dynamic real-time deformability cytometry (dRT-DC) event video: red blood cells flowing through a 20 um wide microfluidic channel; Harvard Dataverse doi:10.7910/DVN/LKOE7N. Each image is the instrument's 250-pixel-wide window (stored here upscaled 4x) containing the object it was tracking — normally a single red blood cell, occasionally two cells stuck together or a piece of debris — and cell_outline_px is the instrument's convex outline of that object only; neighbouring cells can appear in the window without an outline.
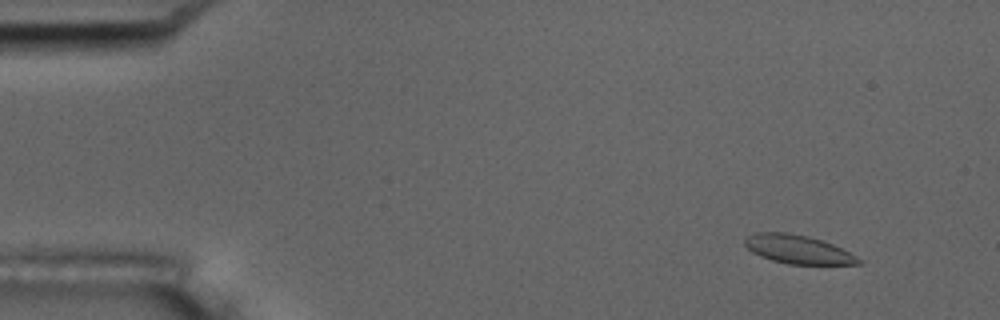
{"species": "common noctule bat (a hibernating species)", "species_latin": "Nyctalus noctula", "temperature_condition": "room temperature", "stored_images_in_passage": 58, "segment_of_instrument_passage": [1, 2], "camera_frame_rate_fps": 3000, "um_per_image_px": 0.085, "animal": {"sex": "male", "body_mass_g": 17.5, "forearm_length_mm": 52.3}, "frame": {"image": 1, "passage_image": 5, "time_ms": 1.333, "image_size_px": [1000, 320], "cell_outline_px": [[864, 264], [788, 264], [772, 260], [760, 256], [752, 252], [744, 244], [744, 240], [748, 236], [756, 232], [788, 232], [808, 236], [832, 244], [864, 260]], "centroid_in_image_um": [67.82, 21.2], "position_along_channel_um": 17.2, "area_um2": 18.9}}
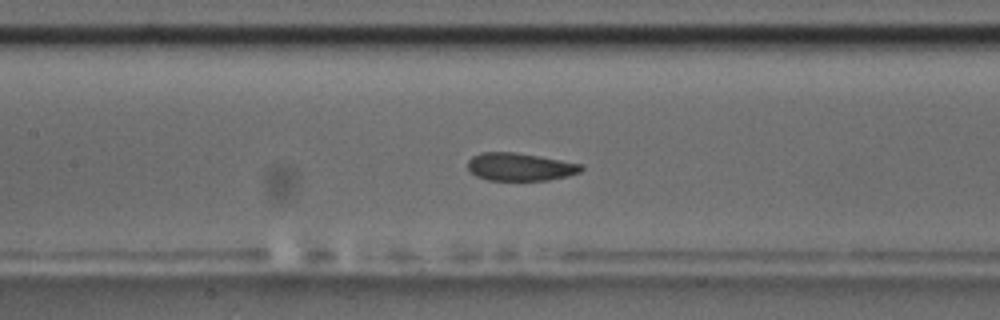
{"frame": {"image": 2, "passage_image": 26, "time_ms": 8.333, "image_size_px": [1000, 320], "cell_outline_px": [[584, 168], [580, 172], [568, 176], [548, 180], [488, 180], [476, 176], [468, 168], [468, 160], [472, 156], [480, 152], [516, 152], [560, 160], [580, 164]], "centroid_in_image_um": [44.18, 14.18], "position_along_channel_um": 163.2, "area_um2": 18.32}}
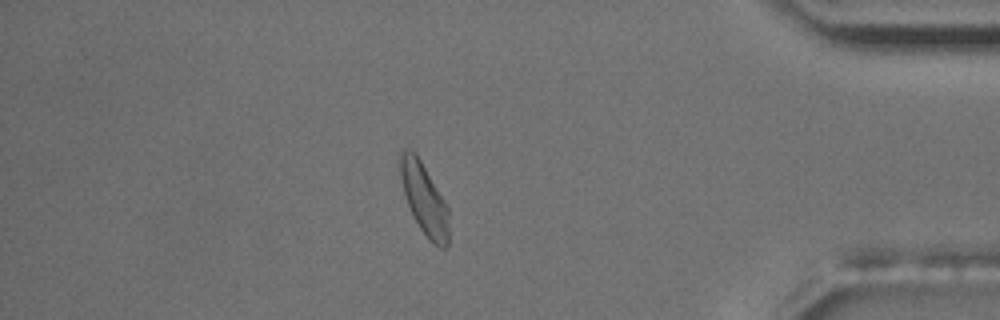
{"frame": {"image": 3, "passage_image": 49, "time_ms": 16.0, "image_size_px": [1000, 320], "cell_outline_px": [[448, 244], [444, 248], [440, 248], [432, 244], [428, 240], [412, 216], [404, 196], [400, 180], [396, 160], [396, 156], [400, 148], [408, 148], [416, 152], [444, 200], [448, 208]], "centroid_in_image_um": [35.97, 16.82], "position_along_channel_um": 399.2, "area_um2": 20.98}}